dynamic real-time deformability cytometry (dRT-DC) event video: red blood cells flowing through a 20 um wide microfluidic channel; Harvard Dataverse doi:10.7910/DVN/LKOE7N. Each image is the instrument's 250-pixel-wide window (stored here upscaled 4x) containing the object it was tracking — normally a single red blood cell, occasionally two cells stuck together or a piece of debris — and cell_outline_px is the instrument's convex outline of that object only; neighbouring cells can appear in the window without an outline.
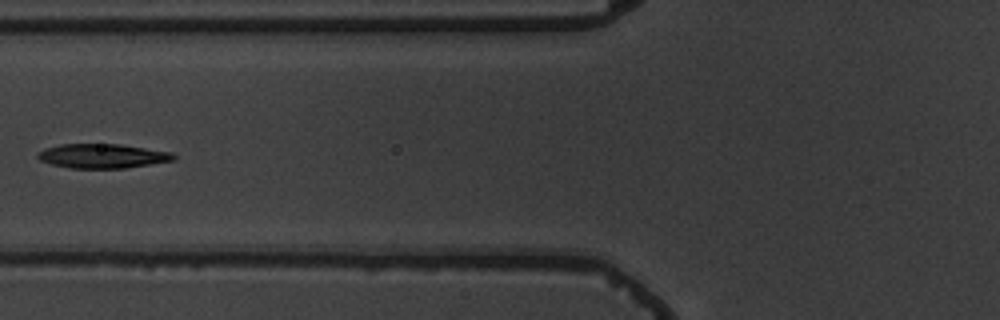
{"species": "common noctule bat (a hibernating species)", "species_latin": "Nyctalus noctula", "temperature_condition": "warm", "stored_images_in_passage": 6, "camera_frame_rate_fps": 3000, "um_per_image_px": 0.085, "animal": {"sex": "male", "body_mass_g": 19.5, "forearm_length_mm": 54.6}, "frame": {"image": 1, "passage_image": 6, "time_ms": 6.667, "image_size_px": [1000, 320], "cell_outline_px": [[176, 160], [124, 168], [68, 168], [52, 164], [40, 160], [36, 156], [36, 152], [44, 148], [60, 144], [120, 144], [172, 152], [176, 156]], "centroid_in_image_um": [8.69, 13.25], "position_along_channel_um": 117.1, "area_um2": 19.36}}